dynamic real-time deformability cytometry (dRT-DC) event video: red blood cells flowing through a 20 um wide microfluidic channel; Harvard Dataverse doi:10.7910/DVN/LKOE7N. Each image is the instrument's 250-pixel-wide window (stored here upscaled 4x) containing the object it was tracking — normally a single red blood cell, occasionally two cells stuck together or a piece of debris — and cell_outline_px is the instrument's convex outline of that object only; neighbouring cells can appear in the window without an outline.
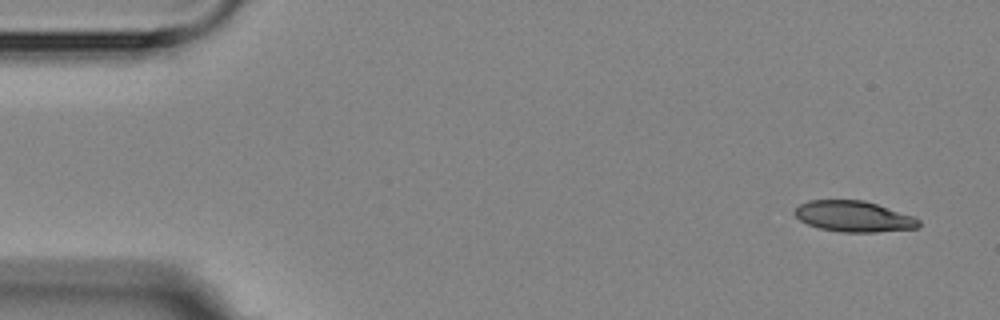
{"species": "Egyptian fruit bat (a non-hibernating species)", "species_latin": "Rousettus aegyptiacus", "temperature_condition": "room temperature", "stored_images_in_passage": 5, "camera_frame_rate_fps": 3000, "um_per_image_px": 0.085, "animal": {"sex": "female"}, "frame": {"image": 1, "passage_image": 1, "time_ms": 0.0, "image_size_px": [1000, 320], "cell_outline_px": [[920, 224], [916, 228], [876, 232], [840, 232], [820, 228], [808, 224], [800, 220], [792, 212], [800, 204], [808, 200], [864, 200], [912, 216], [920, 220]], "centroid_in_image_um": [72.53, 18.39], "position_along_channel_um": 12.5, "area_um2": 22.14}}
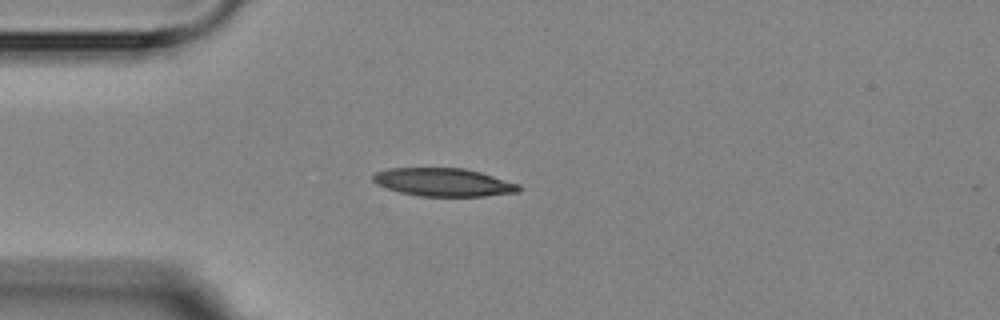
{"frame": {"image": 2, "passage_image": 4, "time_ms": 3.667, "image_size_px": [1000, 320], "cell_outline_px": [[520, 192], [484, 196], [420, 196], [400, 192], [376, 184], [372, 180], [372, 176], [376, 172], [388, 168], [464, 168], [480, 172], [520, 184]], "centroid_in_image_um": [37.7, 15.49], "position_along_channel_um": 47.3, "area_um2": 23.87}}